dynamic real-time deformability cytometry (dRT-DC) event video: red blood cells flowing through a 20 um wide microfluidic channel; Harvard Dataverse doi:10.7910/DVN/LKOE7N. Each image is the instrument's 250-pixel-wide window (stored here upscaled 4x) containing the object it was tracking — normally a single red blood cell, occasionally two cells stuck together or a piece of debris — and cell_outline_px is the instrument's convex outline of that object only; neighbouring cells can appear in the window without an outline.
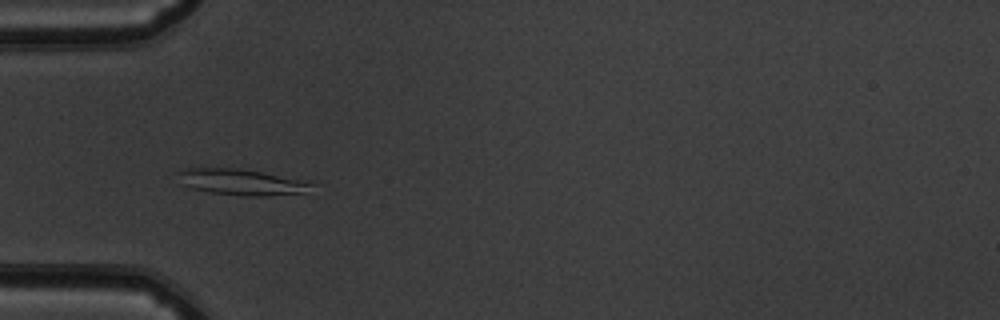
{"species": "common noctule bat (a hibernating species)", "species_latin": "Nyctalus noctula", "temperature_condition": "warm", "stored_images_in_passage": 43, "camera_frame_rate_fps": 3000, "um_per_image_px": 0.085, "animal": {"sex": "male", "body_mass_g": 19.5, "forearm_length_mm": 54.6}, "frame": {"image": 1, "passage_image": 13, "time_ms": 4.0, "image_size_px": [1000, 320], "cell_outline_px": [[316, 184], [304, 192], [264, 196], [240, 196], [208, 192], [176, 184], [176, 172], [200, 164], [236, 168], [312, 180]], "centroid_in_image_um": [20.4, 15.43], "position_along_channel_um": 64.6, "area_um2": 21.56}}
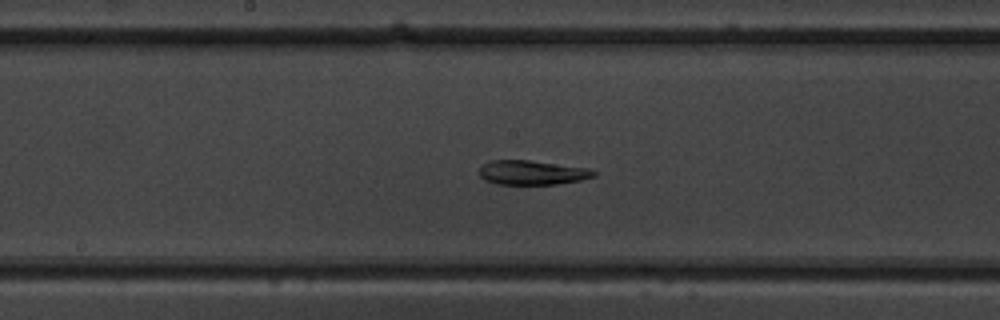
{"frame": {"image": 2, "passage_image": 24, "time_ms": 7.667, "image_size_px": [1000, 320], "cell_outline_px": [[596, 176], [580, 180], [556, 184], [496, 184], [484, 180], [480, 176], [480, 168], [484, 164], [492, 160], [528, 160], [588, 168], [596, 172]], "centroid_in_image_um": [45.22, 14.67], "position_along_channel_um": 203.0, "area_um2": 16.13}}
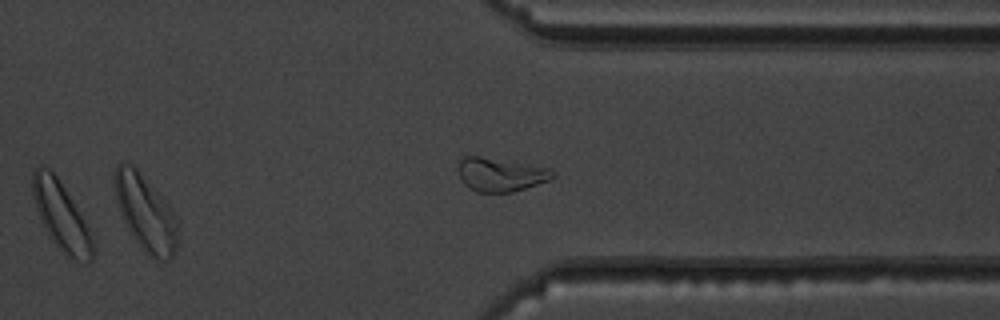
{"frame": {"image": 3, "passage_image": 37, "time_ms": 12.0, "image_size_px": [1000, 320], "cell_outline_px": [[96, 252], [92, 260], [88, 264], [84, 264], [72, 260], [64, 256], [52, 240], [36, 208], [32, 196], [32, 172], [36, 168], [48, 168], [56, 176], [80, 212], [92, 236]], "centroid_in_image_um": [5.25, 18.48], "position_along_channel_um": 406.1, "area_um2": 23.93}, "authors_computed_cell_mechanics": {"area_um2": 17.1666, "velocity_mm_per_s": 3.8417, "shape_relaxation_time_tau1_ms": 10.8893, "shape_relaxation_time_tau2_ms": 2.4931, "deformation_change_tau1": 0.2769, "deformation_change_tau2": 0.0952}}